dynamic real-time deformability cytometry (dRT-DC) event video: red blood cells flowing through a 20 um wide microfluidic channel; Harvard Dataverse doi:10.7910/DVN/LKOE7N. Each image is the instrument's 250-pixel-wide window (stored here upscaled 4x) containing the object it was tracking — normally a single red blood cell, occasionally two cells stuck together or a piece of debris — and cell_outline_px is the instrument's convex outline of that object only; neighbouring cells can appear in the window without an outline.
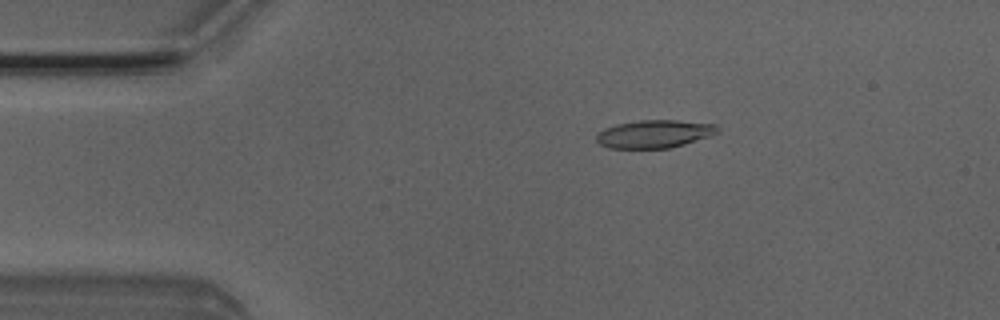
{"species": "Egyptian fruit bat (a non-hibernating species)", "species_latin": "Rousettus aegyptiacus", "temperature_condition": "room temperature", "stored_images_in_passage": 5, "camera_frame_rate_fps": 3000, "um_per_image_px": 0.085, "animal": {"sex": "male"}, "frame": {"image": 1, "passage_image": 3, "time_ms": 0.667, "image_size_px": [1000, 320], "cell_outline_px": [[720, 132], [684, 144], [668, 148], [608, 148], [600, 144], [596, 140], [596, 132], [604, 128], [616, 124], [640, 120], [676, 120], [716, 124], [720, 128]], "centroid_in_image_um": [55.6, 11.37], "position_along_channel_um": 29.4, "area_um2": 19.77}}